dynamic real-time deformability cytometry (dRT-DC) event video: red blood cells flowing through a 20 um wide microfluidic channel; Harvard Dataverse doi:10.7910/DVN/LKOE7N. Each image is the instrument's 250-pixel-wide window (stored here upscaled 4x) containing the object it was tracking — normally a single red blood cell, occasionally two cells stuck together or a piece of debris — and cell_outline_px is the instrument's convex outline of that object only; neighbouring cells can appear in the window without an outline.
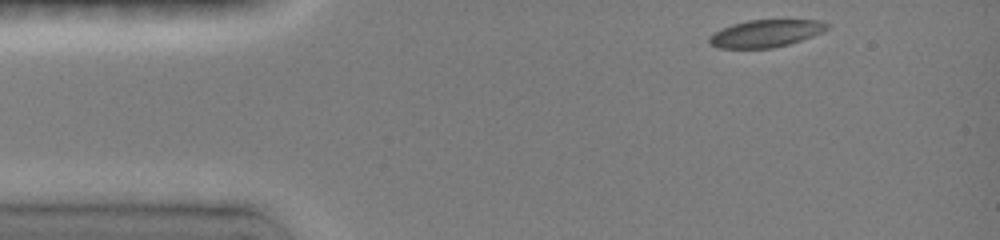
{"species": "common noctule bat (a hibernating species)", "species_latin": "Nyctalus noctula", "temperature_condition": "room temperature", "stored_images_in_passage": 37, "camera_frame_rate_fps": 3000, "um_per_image_px": 0.085, "animal": {"sex": "female", "body_mass_g": 19.0, "forearm_length_mm": 51.5}, "frame": {"image": 1, "passage_image": 1, "time_ms": 0.0, "image_size_px": [1000, 240], "cell_outline_px": [[828, 28], [812, 36], [788, 44], [772, 48], [720, 48], [712, 44], [708, 40], [708, 36], [732, 24], [748, 20], [816, 20], [828, 24]], "centroid_in_image_um": [65.06, 2.84], "position_along_channel_um": 19.9, "area_um2": 18.38}}
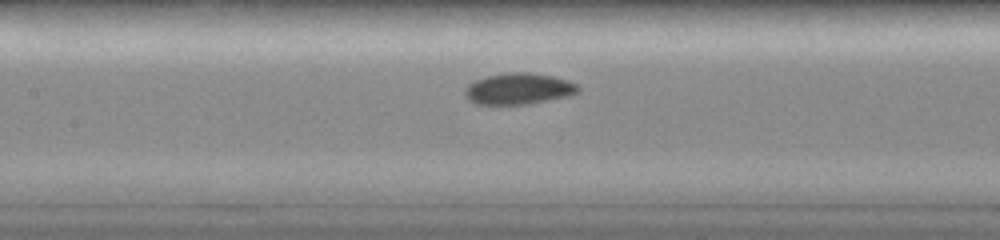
{"frame": {"image": 2, "passage_image": 17, "time_ms": 5.333, "image_size_px": [1000, 240], "cell_outline_px": [[580, 88], [576, 92], [564, 96], [528, 104], [476, 104], [468, 100], [464, 96], [464, 88], [468, 84], [476, 80], [488, 76], [508, 72], [528, 72], [552, 76], [568, 80], [576, 84]], "centroid_in_image_um": [44.01, 7.54], "position_along_channel_um": 163.4, "area_um2": 20.4}}
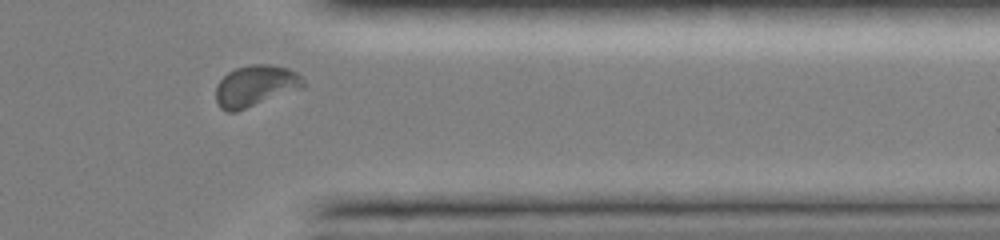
{"frame": {"image": 3, "passage_image": 33, "time_ms": 11.0, "image_size_px": [1000, 240], "cell_outline_px": [[304, 88], [236, 112], [228, 112], [220, 108], [216, 100], [216, 84], [228, 72], [236, 68], [252, 64], [268, 64], [288, 68], [296, 72], [304, 80]], "centroid_in_image_um": [21.72, 7.31], "position_along_channel_um": 389.7, "area_um2": 21.15}, "authors_computed_cell_mechanics": {"area_um2": 19.652, "velocity_mm_per_s": 4.0016, "shape_relaxation_time_tau1_ms": 2.4997, "shape_relaxation_time_tau2_ms": 3.7449, "deformation_change_tau1": 0.1178, "deformation_change_tau2": 0.053}}